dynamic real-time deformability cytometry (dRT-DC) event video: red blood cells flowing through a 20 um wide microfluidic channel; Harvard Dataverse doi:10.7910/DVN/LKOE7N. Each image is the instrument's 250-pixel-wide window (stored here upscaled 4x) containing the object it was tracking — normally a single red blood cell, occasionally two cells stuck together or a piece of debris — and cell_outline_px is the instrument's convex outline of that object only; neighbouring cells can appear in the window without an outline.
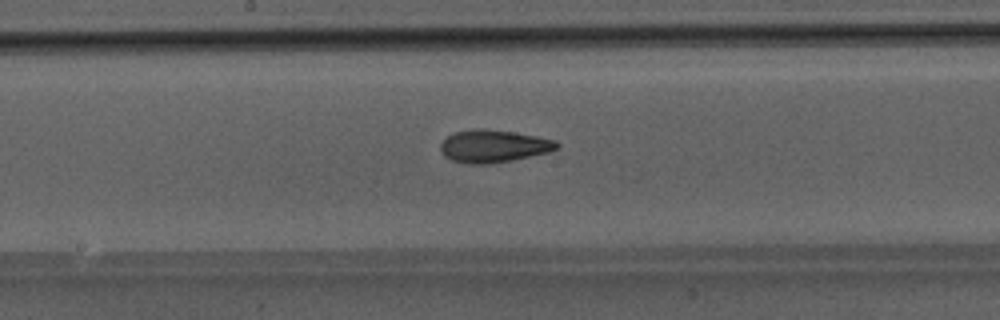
{"species": "Egyptian fruit bat (a non-hibernating species)", "species_latin": "Rousettus aegyptiacus", "temperature_condition": "room temperature", "stored_images_in_passage": 49, "camera_frame_rate_fps": 3000, "um_per_image_px": 0.085, "animal": {"sex": "male"}, "frame": {"image": 1, "passage_image": 26, "time_ms": 8.333, "image_size_px": [1000, 320], "cell_outline_px": [[560, 148], [548, 152], [512, 160], [488, 164], [468, 164], [452, 160], [444, 156], [440, 148], [440, 144], [448, 136], [456, 132], [472, 128], [484, 128], [512, 132], [536, 136], [556, 140], [560, 144]], "centroid_in_image_um": [41.96, 12.42], "position_along_channel_um": 206.2, "area_um2": 22.08}}
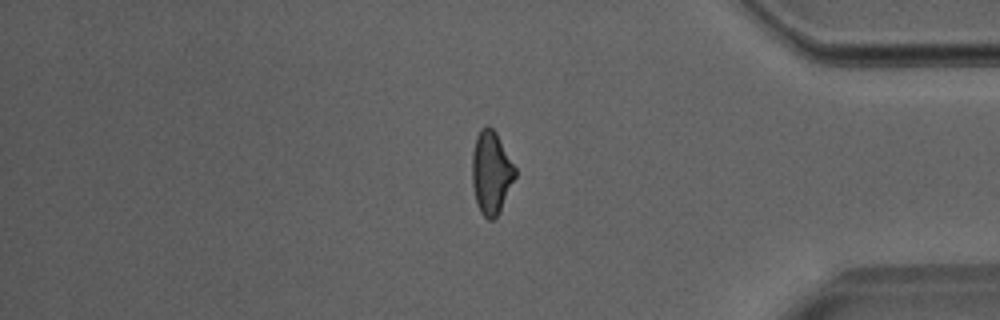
{"frame": {"image": 2, "passage_image": 41, "time_ms": 13.333, "image_size_px": [1000, 320], "cell_outline_px": [[516, 176], [496, 216], [492, 220], [488, 220], [480, 212], [476, 200], [472, 184], [472, 152], [476, 136], [480, 128], [488, 124], [496, 132], [516, 168]], "centroid_in_image_um": [41.73, 14.62], "position_along_channel_um": 393.5, "area_um2": 20.63}}
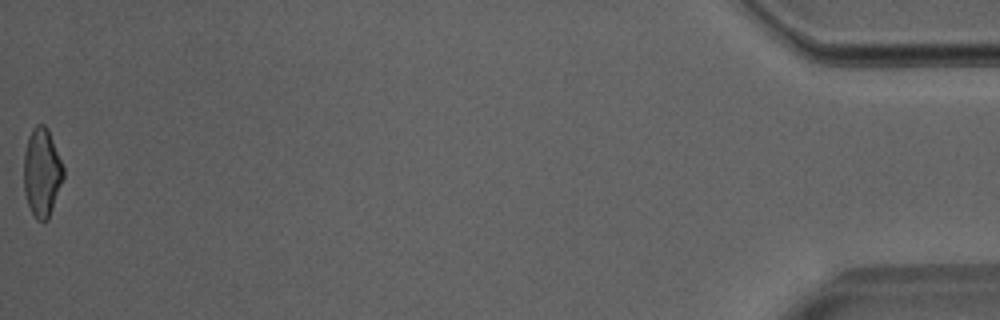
{"frame": {"image": 3, "passage_image": 49, "time_ms": 16.0, "image_size_px": [1000, 320], "cell_outline_px": [[64, 176], [48, 220], [36, 220], [28, 204], [24, 192], [24, 152], [28, 136], [32, 128], [36, 124], [44, 124], [48, 128], [64, 168]], "centroid_in_image_um": [3.55, 14.63], "position_along_channel_um": 431.6, "area_um2": 20.4}}